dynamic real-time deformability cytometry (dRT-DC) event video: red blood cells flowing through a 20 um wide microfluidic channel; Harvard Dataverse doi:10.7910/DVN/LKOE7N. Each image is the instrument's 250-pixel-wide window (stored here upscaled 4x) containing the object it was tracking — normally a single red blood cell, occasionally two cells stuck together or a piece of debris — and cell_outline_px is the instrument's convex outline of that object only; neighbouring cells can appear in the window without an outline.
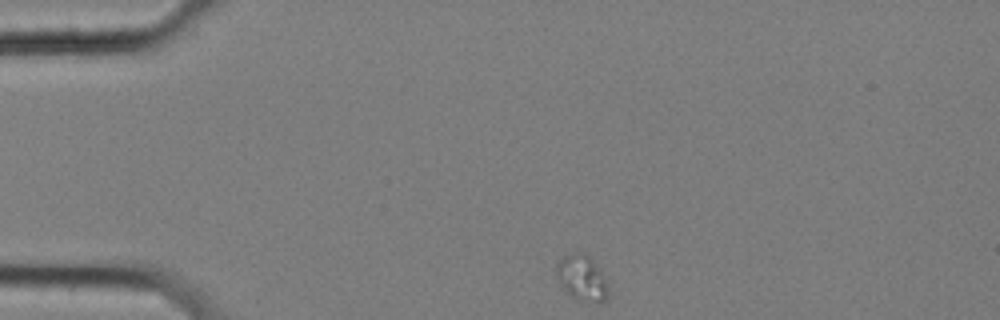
{"species": "common noctule bat (a hibernating species)", "species_latin": "Nyctalus noctula", "temperature_condition": "cold", "stored_images_in_passage": 12, "camera_frame_rate_fps": 3000, "um_per_image_px": 0.085, "animal": {"sex": "female", "body_mass_g": 25.1}, "frame": {"image": 1, "passage_image": 1, "time_ms": 0.0, "image_size_px": [1000, 320], "cell_outline_px": [[608, 300], [600, 304], [576, 300], [564, 288], [556, 276], [556, 264], [564, 256], [576, 248], [584, 252], [600, 268], [608, 284]], "centroid_in_image_um": [49.5, 23.61], "position_along_channel_um": 35.5, "area_um2": 14.28}}